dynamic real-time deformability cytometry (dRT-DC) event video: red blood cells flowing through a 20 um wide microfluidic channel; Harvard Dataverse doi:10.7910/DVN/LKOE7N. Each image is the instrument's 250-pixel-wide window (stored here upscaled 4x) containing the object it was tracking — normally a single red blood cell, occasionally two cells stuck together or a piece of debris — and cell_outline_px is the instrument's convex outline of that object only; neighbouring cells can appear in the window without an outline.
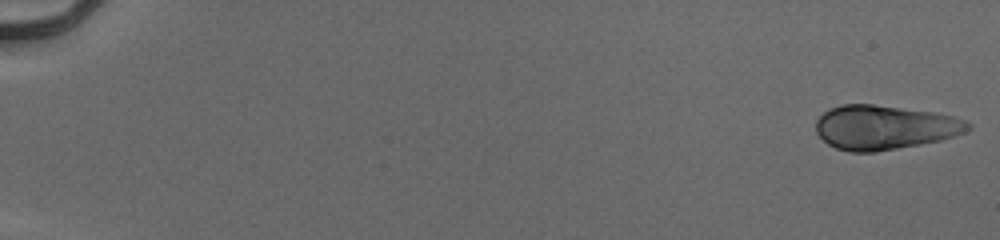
{"species": "human", "species_latin": "Homo sapiens", "temperature_condition": "cold", "stored_images_in_passage": 54, "camera_frame_rate_fps": 3000, "um_per_image_px": 0.085, "donor": {"sex": "male"}, "frame": {"image": 1, "passage_image": 1, "time_ms": 0.0, "image_size_px": [1000, 240], "cell_outline_px": [[972, 128], [964, 132], [940, 140], [876, 152], [848, 152], [836, 148], [828, 144], [816, 132], [816, 120], [824, 112], [832, 108], [844, 104], [872, 104], [936, 112], [968, 120], [972, 124]], "centroid_in_image_um": [75.2, 10.82], "position_along_channel_um": 9.8, "area_um2": 39.19}}
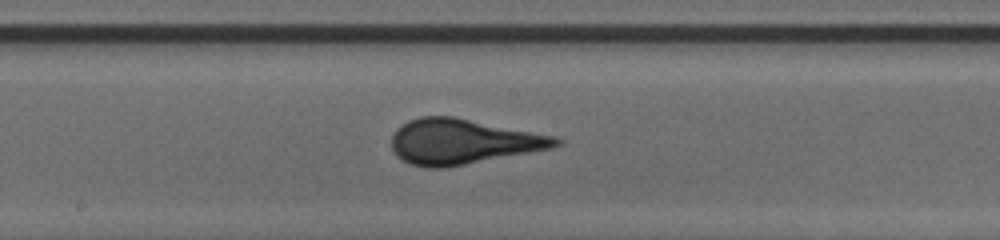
{"frame": {"image": 2, "passage_image": 31, "time_ms": 10.0, "image_size_px": [1000, 240], "cell_outline_px": [[564, 144], [552, 148], [444, 168], [428, 168], [408, 164], [396, 156], [392, 148], [392, 136], [396, 128], [408, 120], [420, 116], [452, 116], [556, 136], [564, 140]], "centroid_in_image_um": [39.33, 12.03], "position_along_channel_um": 208.9, "area_um2": 43.35}}
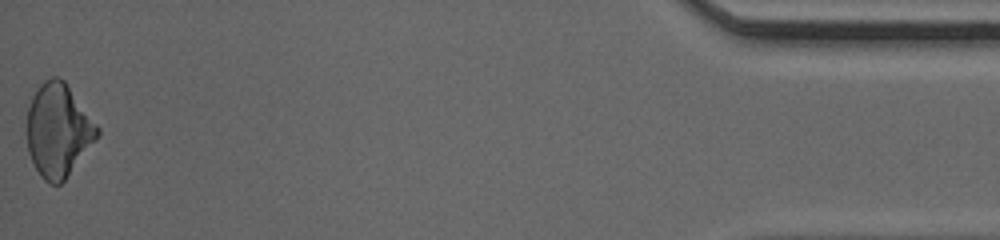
{"frame": {"image": 3, "passage_image": 54, "time_ms": 17.667, "image_size_px": [1000, 240], "cell_outline_px": [[100, 132], [96, 140], [64, 180], [60, 184], [48, 184], [40, 176], [28, 152], [24, 132], [28, 108], [32, 96], [36, 88], [44, 80], [52, 76], [60, 76], [64, 80], [100, 128]], "centroid_in_image_um": [4.91, 11.06], "position_along_channel_um": 430.3, "area_um2": 38.73}, "authors_computed_cell_mechanics": {"area_um2": 39.9687, "velocity_mm_per_s": 3.9354, "shape_relaxation_time_tau1_ms": 5.1322, "shape_relaxation_time_tau2_ms": null, "deformation_change_tau1": 0.1137, "deformation_change_tau2": null}}